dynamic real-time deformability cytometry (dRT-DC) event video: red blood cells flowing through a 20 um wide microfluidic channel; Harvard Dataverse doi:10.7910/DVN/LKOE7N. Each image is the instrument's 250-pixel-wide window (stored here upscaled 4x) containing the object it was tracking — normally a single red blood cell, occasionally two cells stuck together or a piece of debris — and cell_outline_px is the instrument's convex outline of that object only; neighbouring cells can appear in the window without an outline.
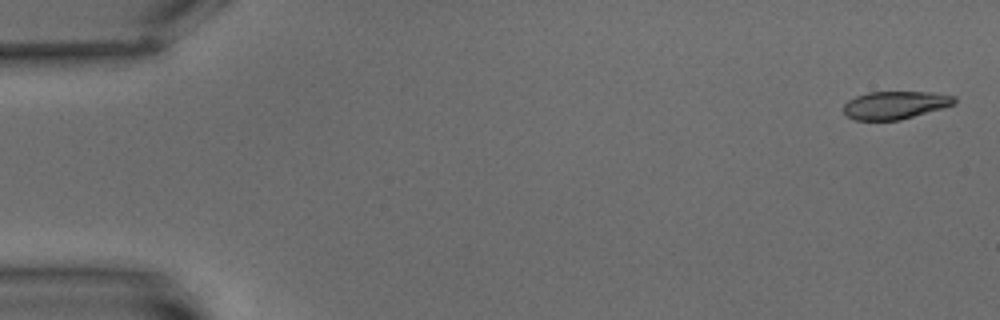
{"species": "common noctule bat (a hibernating species)", "species_latin": "Nyctalus noctula", "temperature_condition": "warm", "stored_images_in_passage": 6, "camera_frame_rate_fps": 3000, "um_per_image_px": 0.085, "animal": {"sex": "male", "body_mass_g": 15.6}, "frame": {"image": 1, "passage_image": 1, "time_ms": 0.0, "image_size_px": [1000, 320], "cell_outline_px": [[956, 104], [900, 120], [856, 120], [848, 116], [844, 112], [844, 104], [848, 100], [856, 96], [868, 92], [928, 92], [956, 96]], "centroid_in_image_um": [76.1, 8.93], "position_along_channel_um": 8.9, "area_um2": 17.92}}
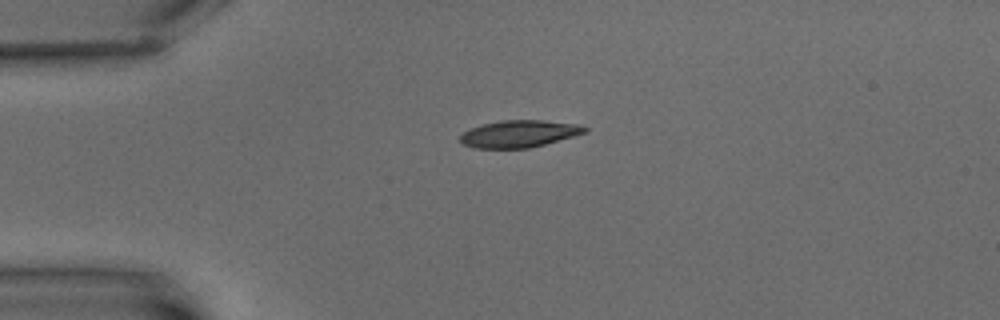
{"frame": {"image": 2, "passage_image": 5, "time_ms": 4.667, "image_size_px": [1000, 320], "cell_outline_px": [[588, 132], [544, 144], [528, 148], [472, 148], [460, 144], [460, 136], [464, 132], [472, 128], [484, 124], [500, 120], [544, 120], [580, 124], [588, 128]], "centroid_in_image_um": [44.13, 11.37], "position_along_channel_um": 40.9, "area_um2": 19.71}}